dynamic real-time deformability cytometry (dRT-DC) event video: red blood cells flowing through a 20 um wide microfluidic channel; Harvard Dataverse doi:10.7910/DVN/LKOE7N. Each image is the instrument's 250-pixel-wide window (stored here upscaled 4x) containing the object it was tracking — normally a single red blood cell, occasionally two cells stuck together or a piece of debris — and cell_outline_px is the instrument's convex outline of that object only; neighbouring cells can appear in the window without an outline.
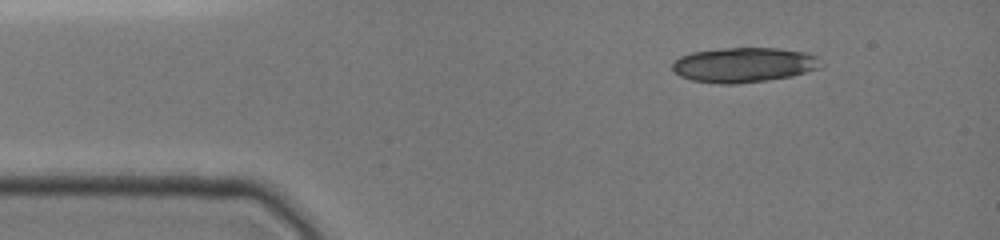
{"species": "common noctule bat (a hibernating species)", "species_latin": "Nyctalus noctula", "temperature_condition": "cold", "stored_images_in_passage": 9, "segment_of_instrument_passage": [1, 2], "camera_frame_rate_fps": 3000, "um_per_image_px": 0.085, "animal": {"sex": "female", "body_mass_g": 19.0, "forearm_length_mm": 51.5}, "frame": {"image": 1, "passage_image": 1, "time_ms": 0.0, "image_size_px": [1000, 240], "cell_outline_px": [[824, 64], [816, 68], [792, 76], [736, 84], [720, 84], [692, 80], [680, 76], [672, 68], [672, 64], [680, 56], [692, 52], [720, 48], [776, 48], [804, 52], [816, 56]], "centroid_in_image_um": [63.2, 5.51], "position_along_channel_um": 21.8, "area_um2": 29.94}}